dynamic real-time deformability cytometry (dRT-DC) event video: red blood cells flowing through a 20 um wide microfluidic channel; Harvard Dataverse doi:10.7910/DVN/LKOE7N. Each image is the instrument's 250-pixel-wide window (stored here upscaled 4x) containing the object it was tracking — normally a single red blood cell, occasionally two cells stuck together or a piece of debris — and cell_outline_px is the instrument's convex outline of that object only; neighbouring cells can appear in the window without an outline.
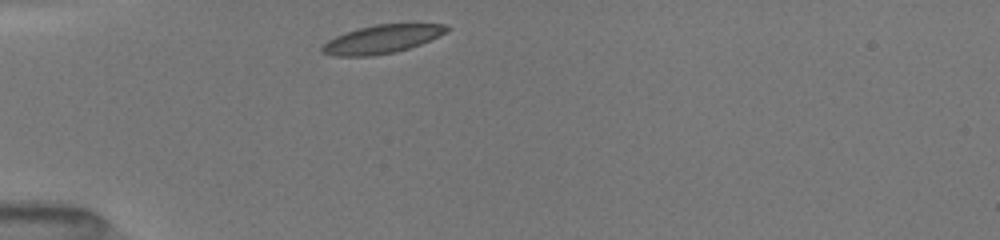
{"species": "common noctule bat (a hibernating species)", "species_latin": "Nyctalus noctula", "temperature_condition": "room temperature", "stored_images_in_passage": 33, "camera_frame_rate_fps": 3000, "um_per_image_px": 0.085, "animal": {"sex": "female", "body_mass_g": 19.5, "forearm_length_mm": 54.1}, "frame": {"image": 1, "passage_image": 1, "time_ms": 0.0, "image_size_px": [1000, 240], "cell_outline_px": [[452, 28], [420, 44], [396, 52], [372, 56], [332, 56], [320, 52], [320, 48], [328, 40], [344, 32], [376, 24], [444, 24]], "centroid_in_image_um": [32.39, 3.34], "position_along_channel_um": 52.6, "area_um2": 20.4}}
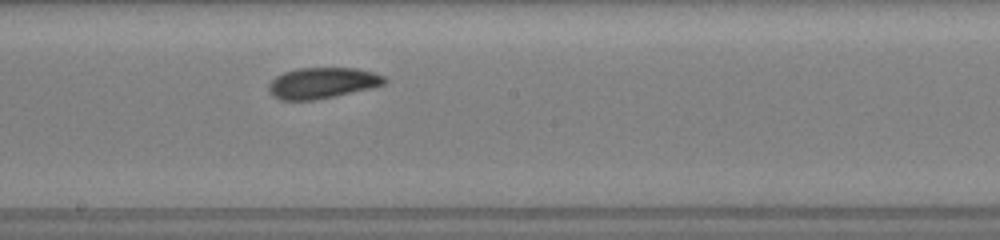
{"frame": {"image": 2, "passage_image": 14, "time_ms": 4.667, "image_size_px": [1000, 240], "cell_outline_px": [[388, 80], [384, 84], [372, 88], [316, 100], [280, 100], [272, 96], [268, 92], [268, 84], [276, 76], [284, 72], [296, 68], [356, 68], [372, 72], [384, 76]], "centroid_in_image_um": [27.37, 7.06], "position_along_channel_um": 220.8, "area_um2": 21.04}}
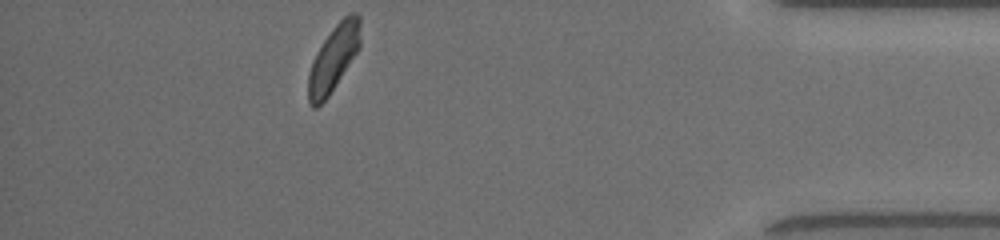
{"frame": {"image": 3, "passage_image": 29, "time_ms": 10.333, "image_size_px": [1000, 240], "cell_outline_px": [[360, 44], [356, 52], [328, 96], [316, 108], [312, 108], [308, 100], [308, 76], [312, 60], [316, 52], [324, 40], [336, 24], [348, 12], [356, 12], [360, 16]], "centroid_in_image_um": [28.33, 4.93], "position_along_channel_um": 406.9, "area_um2": 19.65}, "authors_computed_cell_mechanics": {"area_um2": 20.8658, "velocity_mm_per_s": 4.003, "shape_relaxation_time_tau1_ms": 3.1427, "shape_relaxation_time_tau2_ms": 3.8129, "deformation_change_tau1": 0.0996, "deformation_change_tau2": 0.0959}}